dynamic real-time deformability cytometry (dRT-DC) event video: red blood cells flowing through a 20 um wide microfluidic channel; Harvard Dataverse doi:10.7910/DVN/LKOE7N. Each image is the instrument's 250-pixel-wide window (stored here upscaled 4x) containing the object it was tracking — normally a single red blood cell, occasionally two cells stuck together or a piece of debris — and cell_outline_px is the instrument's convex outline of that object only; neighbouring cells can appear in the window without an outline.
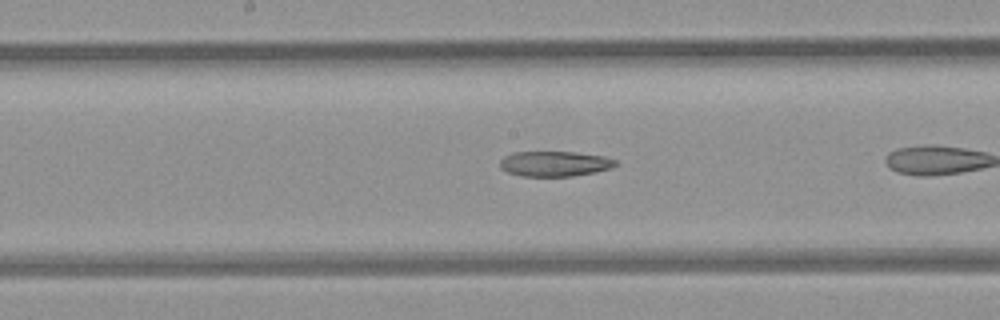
{"species": "common noctule bat (a hibernating species)", "species_latin": "Nyctalus noctula", "temperature_condition": "room temperature", "stored_images_in_passage": 24, "camera_frame_rate_fps": 3000, "um_per_image_px": 0.085, "animal": {"sex": "female", "body_mass_g": 21.9}, "frame": {"image": 1, "passage_image": 11, "time_ms": 3.333, "image_size_px": [1000, 320], "cell_outline_px": [[616, 164], [612, 168], [596, 172], [572, 176], [520, 176], [508, 172], [500, 168], [500, 160], [504, 156], [512, 152], [576, 152], [604, 156], [616, 160]], "centroid_in_image_um": [47.14, 13.91], "position_along_channel_um": 201.1, "area_um2": 17.05}}
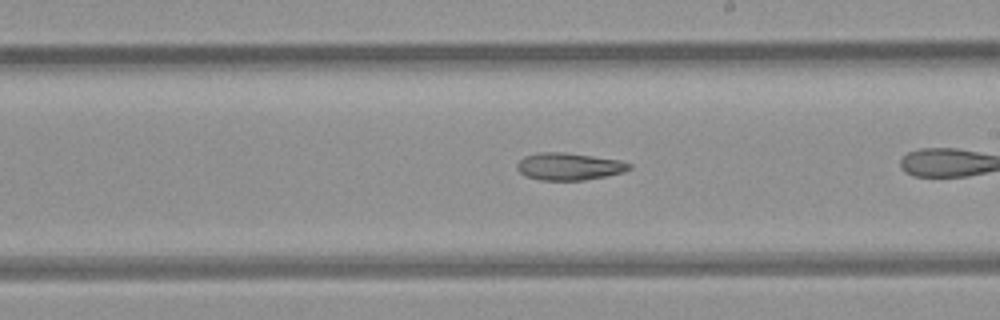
{"frame": {"image": 2, "passage_image": 14, "time_ms": 4.333, "image_size_px": [1000, 320], "cell_outline_px": [[632, 168], [624, 172], [608, 176], [584, 180], [540, 180], [524, 176], [516, 168], [516, 164], [524, 156], [540, 152], [564, 152], [620, 160], [632, 164]], "centroid_in_image_um": [48.37, 14.15], "position_along_channel_um": 240.6, "area_um2": 17.98}}
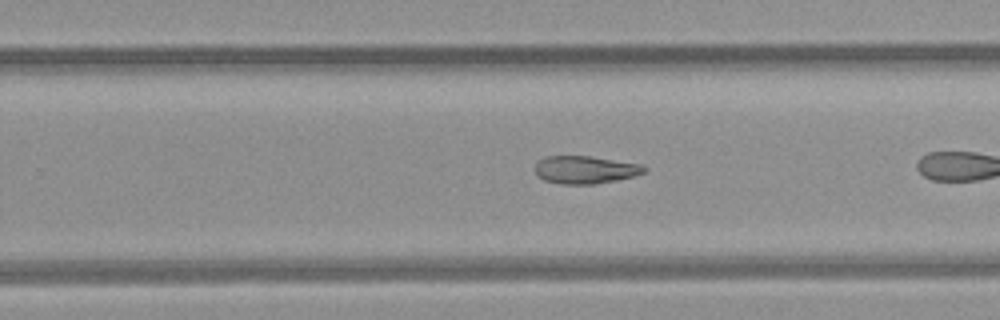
{"frame": {"image": 3, "passage_image": 17, "time_ms": 5.333, "image_size_px": [1000, 320], "cell_outline_px": [[648, 168], [644, 172], [632, 176], [616, 180], [596, 184], [560, 184], [544, 180], [536, 176], [536, 160], [544, 156], [592, 156], [640, 164]], "centroid_in_image_um": [49.7, 14.42], "position_along_channel_um": 280.1, "area_um2": 17.74}}